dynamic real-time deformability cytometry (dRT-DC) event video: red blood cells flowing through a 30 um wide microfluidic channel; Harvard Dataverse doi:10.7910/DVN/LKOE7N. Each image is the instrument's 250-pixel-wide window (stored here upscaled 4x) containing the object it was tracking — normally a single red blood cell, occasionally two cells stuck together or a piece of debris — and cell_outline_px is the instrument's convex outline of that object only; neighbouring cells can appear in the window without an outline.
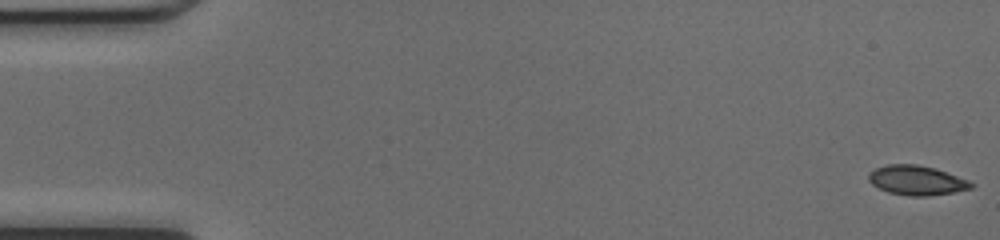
{"species": "common noctule bat (a hibernating species)", "species_latin": "Nyctalus noctula", "temperature_condition": "cold", "stored_images_in_passage": 50, "camera_frame_rate_fps": 3000, "um_per_image_px": 0.085, "animal": {"sex": "female", "body_mass_g": 17.0, "forearm_length_mm": 48.0}, "frame": {"image": 1, "passage_image": 1, "time_ms": 0.0, "image_size_px": [1000, 240], "cell_outline_px": [[976, 184], [972, 188], [952, 192], [928, 196], [908, 196], [888, 192], [872, 184], [868, 180], [868, 172], [876, 168], [888, 164], [916, 164], [936, 168], [968, 180]], "centroid_in_image_um": [77.91, 15.32], "position_along_channel_um": 7.1, "area_um2": 17.69}}
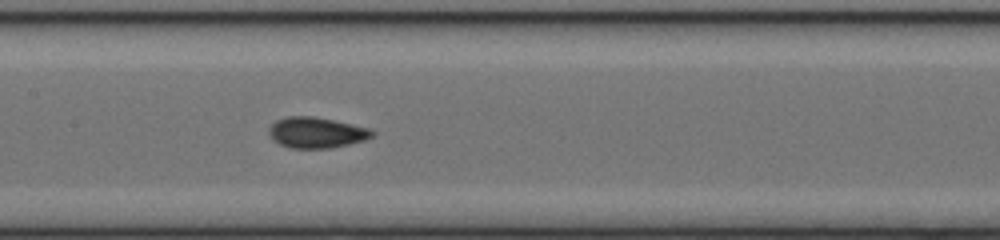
{"frame": {"image": 2, "passage_image": 24, "time_ms": 7.667, "image_size_px": [1000, 240], "cell_outline_px": [[376, 132], [372, 136], [364, 140], [332, 148], [288, 148], [272, 140], [268, 132], [268, 128], [276, 120], [288, 116], [312, 116], [352, 124], [368, 128]], "centroid_in_image_um": [26.86, 11.27], "position_along_channel_um": 180.5, "area_um2": 18.5}}
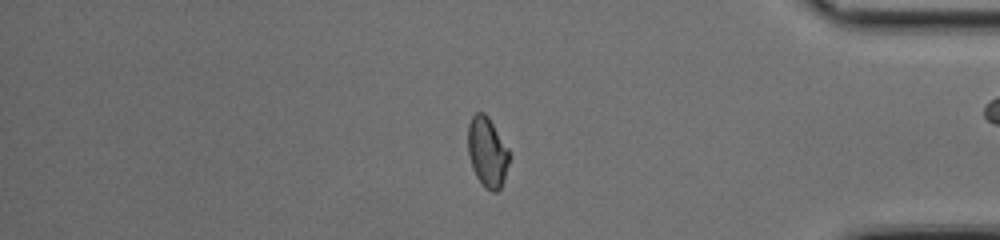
{"frame": {"image": 3, "passage_image": 41, "time_ms": 13.333, "image_size_px": [1000, 240], "cell_outline_px": [[508, 164], [504, 180], [500, 188], [496, 192], [492, 192], [484, 188], [476, 176], [472, 168], [468, 152], [468, 124], [472, 116], [476, 112], [484, 112], [488, 116], [508, 148]], "centroid_in_image_um": [41.4, 12.93], "position_along_channel_um": 393.8, "area_um2": 16.82}, "authors_computed_cell_mechanics": {"area_um2": 17.6001, "velocity_mm_per_s": 4.2699, "shape_relaxation_time_tau1_ms": 10.2008, "shape_relaxation_time_tau2_ms": 1.0226, "deformation_change_tau1": 0.1972, "deformation_change_tau2": 0.0352}}